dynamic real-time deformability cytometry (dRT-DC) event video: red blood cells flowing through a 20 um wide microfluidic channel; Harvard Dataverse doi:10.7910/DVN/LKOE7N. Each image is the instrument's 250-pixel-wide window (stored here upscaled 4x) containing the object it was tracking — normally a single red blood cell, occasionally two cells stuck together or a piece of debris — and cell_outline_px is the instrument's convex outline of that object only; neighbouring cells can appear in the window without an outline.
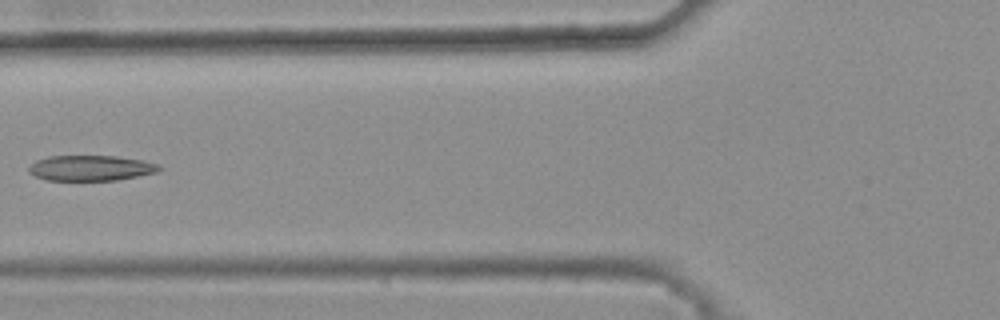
{"species": "common noctule bat (a hibernating species)", "species_latin": "Nyctalus noctula", "temperature_condition": "warm", "stored_images_in_passage": 6, "camera_frame_rate_fps": 3000, "um_per_image_px": 0.085, "animal": {"sex": "female", "body_mass_g": 25.1}, "frame": {"image": 1, "passage_image": 5, "time_ms": 1.333, "image_size_px": [1000, 320], "cell_outline_px": [[160, 168], [156, 172], [116, 180], [44, 180], [28, 172], [28, 168], [36, 160], [48, 156], [116, 156], [144, 160], [156, 164]], "centroid_in_image_um": [7.67, 14.28], "position_along_channel_um": 118.1, "area_um2": 19.13}}
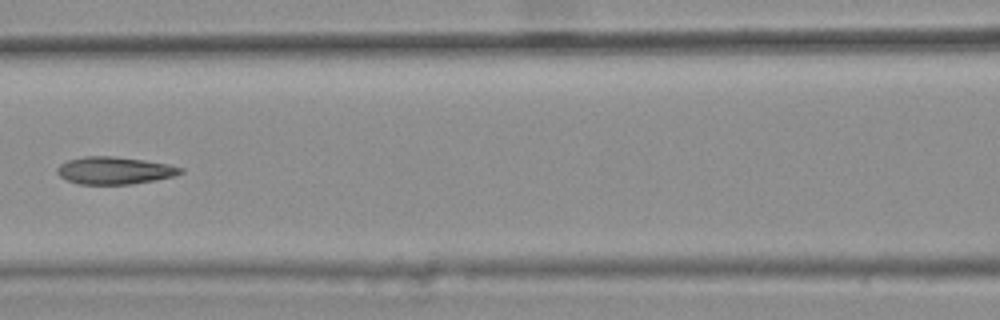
{"frame": {"image": 2, "passage_image": 6, "time_ms": 1.667, "image_size_px": [1000, 320], "cell_outline_px": [[184, 172], [176, 176], [156, 180], [132, 184], [76, 184], [60, 176], [56, 172], [56, 168], [60, 164], [68, 160], [84, 156], [112, 156], [144, 160], [168, 164], [184, 168]], "centroid_in_image_um": [9.75, 14.49], "position_along_channel_um": 156.8, "area_um2": 19.83}}